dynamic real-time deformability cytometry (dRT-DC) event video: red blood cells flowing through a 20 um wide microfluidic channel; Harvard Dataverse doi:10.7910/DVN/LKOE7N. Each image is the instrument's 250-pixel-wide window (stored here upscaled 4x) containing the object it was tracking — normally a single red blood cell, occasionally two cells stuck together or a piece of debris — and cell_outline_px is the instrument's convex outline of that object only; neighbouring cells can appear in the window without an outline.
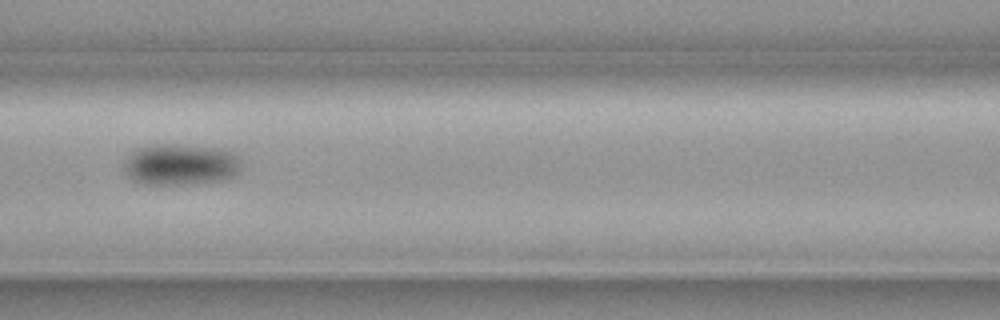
{"species": "common noctule bat (a hibernating species)", "species_latin": "Nyctalus noctula", "temperature_condition": "cold", "stored_images_in_passage": 6, "camera_frame_rate_fps": 3000, "um_per_image_px": 0.085, "animal": {"sex": "female", "body_mass_g": 19.3, "forearm_length_mm": 54.1}, "frame": {"image": 1, "passage_image": 4, "time_ms": 1.0, "image_size_px": [1000, 320], "cell_outline_px": [[244, 164], [240, 172], [236, 176], [224, 180], [180, 184], [148, 184], [136, 180], [128, 176], [124, 168], [124, 164], [128, 156], [136, 148], [152, 144], [176, 144], [220, 148], [232, 152], [240, 156]], "centroid_in_image_um": [15.44, 13.96], "position_along_channel_um": 151.2, "area_um2": 28.55}}